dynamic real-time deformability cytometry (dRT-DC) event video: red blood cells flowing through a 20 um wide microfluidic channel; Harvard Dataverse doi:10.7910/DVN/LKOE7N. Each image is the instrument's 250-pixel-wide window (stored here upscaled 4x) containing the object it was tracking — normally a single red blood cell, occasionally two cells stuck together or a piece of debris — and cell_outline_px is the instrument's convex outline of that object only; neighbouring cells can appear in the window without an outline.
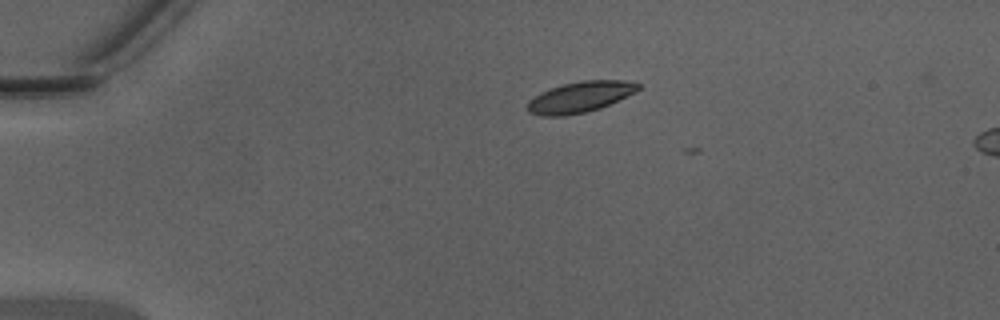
{"species": "Egyptian fruit bat (a non-hibernating species)", "species_latin": "Rousettus aegyptiacus", "temperature_condition": "warm", "stored_images_in_passage": 2, "camera_frame_rate_fps": 3000, "um_per_image_px": 0.085, "animal": {"sex": "male"}, "frame": {"image": 1, "passage_image": 1, "time_ms": 0.0, "image_size_px": [1000, 320], "cell_outline_px": [[640, 88], [636, 92], [600, 108], [584, 112], [564, 116], [544, 116], [528, 112], [528, 100], [540, 92], [548, 88], [580, 80], [624, 80], [640, 84]], "centroid_in_image_um": [49.29, 8.23], "position_along_channel_um": 35.7, "area_um2": 19.88}}